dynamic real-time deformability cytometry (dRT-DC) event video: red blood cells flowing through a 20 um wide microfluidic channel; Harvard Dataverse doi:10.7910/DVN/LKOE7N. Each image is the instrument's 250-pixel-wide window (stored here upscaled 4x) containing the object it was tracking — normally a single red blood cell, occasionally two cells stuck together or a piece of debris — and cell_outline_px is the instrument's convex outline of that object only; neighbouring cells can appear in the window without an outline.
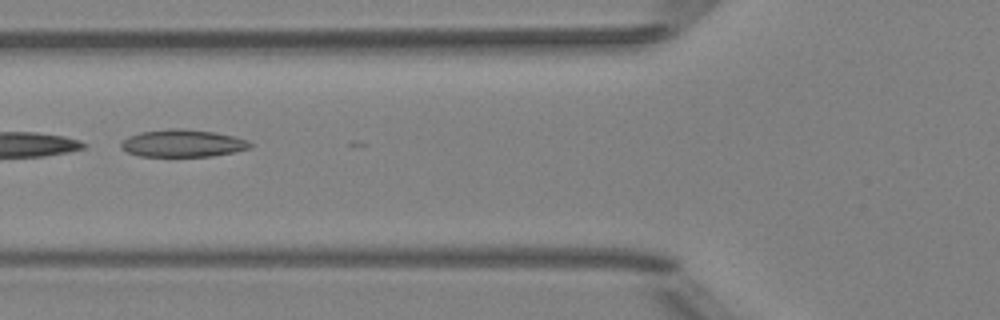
{"species": "Egyptian fruit bat (a non-hibernating species)", "species_latin": "Rousettus aegyptiacus", "temperature_condition": "room temperature", "stored_images_in_passage": 5, "camera_frame_rate_fps": 3000, "um_per_image_px": 0.085, "animal": {"sex": "female"}, "frame": {"image": 1, "passage_image": 5, "time_ms": 5.333, "image_size_px": [1000, 320], "cell_outline_px": [[252, 148], [236, 152], [212, 156], [140, 156], [128, 152], [120, 148], [120, 144], [128, 136], [140, 132], [168, 128], [176, 128], [212, 132], [236, 136], [248, 140], [252, 144]], "centroid_in_image_um": [15.56, 12.18], "position_along_channel_um": 110.2, "area_um2": 20.69}}